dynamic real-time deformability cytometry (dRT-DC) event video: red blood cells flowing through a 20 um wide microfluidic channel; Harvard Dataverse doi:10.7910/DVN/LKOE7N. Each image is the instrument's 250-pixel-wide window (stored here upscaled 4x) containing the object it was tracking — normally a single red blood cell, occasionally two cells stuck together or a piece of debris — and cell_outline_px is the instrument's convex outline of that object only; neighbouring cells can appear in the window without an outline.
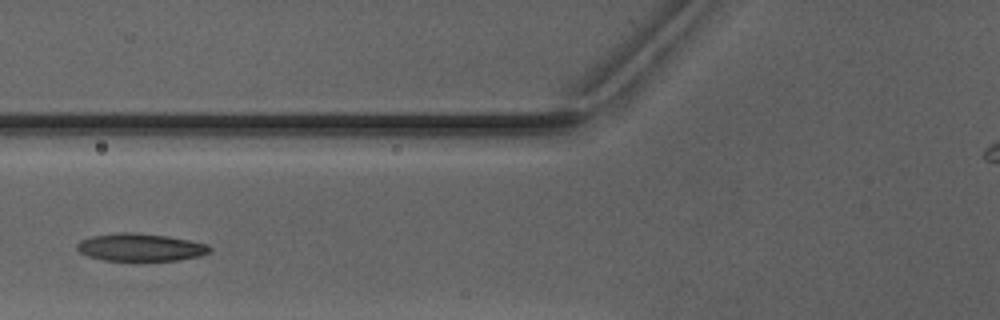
{"species": "Egyptian fruit bat (a non-hibernating species)", "species_latin": "Rousettus aegyptiacus", "temperature_condition": "warm", "stored_images_in_passage": 5, "camera_frame_rate_fps": 3000, "um_per_image_px": 0.085, "animal": {"sex": "male"}, "frame": {"image": 1, "passage_image": 4, "time_ms": 3.667, "image_size_px": [1000, 320], "cell_outline_px": [[212, 252], [200, 256], [176, 260], [104, 260], [88, 256], [80, 252], [76, 248], [76, 244], [80, 240], [92, 236], [116, 232], [132, 232], [168, 236], [208, 244], [212, 248]], "centroid_in_image_um": [11.94, 21.01], "position_along_channel_um": 113.9, "area_um2": 21.39}}
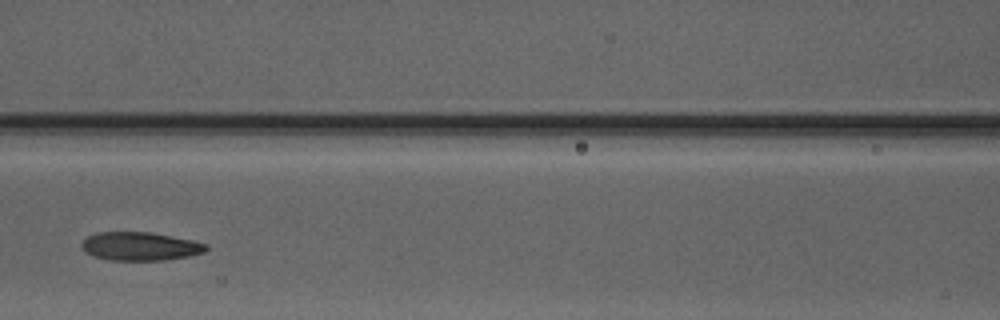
{"frame": {"image": 2, "passage_image": 5, "time_ms": 4.667, "image_size_px": [1000, 320], "cell_outline_px": [[208, 248], [204, 252], [188, 256], [164, 260], [108, 260], [84, 252], [80, 248], [80, 244], [88, 236], [96, 232], [152, 232], [192, 240], [208, 244]], "centroid_in_image_um": [11.89, 20.93], "position_along_channel_um": 154.7, "area_um2": 20.69}}